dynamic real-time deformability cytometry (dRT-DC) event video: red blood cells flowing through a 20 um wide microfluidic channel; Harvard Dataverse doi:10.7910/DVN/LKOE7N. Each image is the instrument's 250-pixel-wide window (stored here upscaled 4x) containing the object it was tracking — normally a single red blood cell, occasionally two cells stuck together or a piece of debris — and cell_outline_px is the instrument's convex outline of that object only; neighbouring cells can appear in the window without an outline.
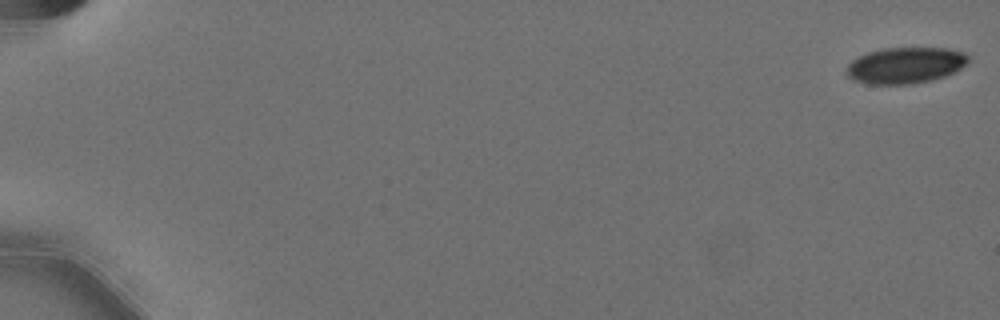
{"species": "Egyptian fruit bat (a non-hibernating species)", "species_latin": "Rousettus aegyptiacus", "temperature_condition": "cold", "stored_images_in_passage": 21, "camera_frame_rate_fps": 3000, "um_per_image_px": 0.085, "animal": {"sex": "female"}, "frame": {"image": 1, "passage_image": 1, "time_ms": 0.0, "image_size_px": [1000, 320], "cell_outline_px": [[968, 64], [956, 72], [932, 80], [912, 84], [868, 84], [852, 80], [844, 72], [848, 64], [852, 60], [868, 52], [884, 48], [948, 48], [964, 52], [968, 56]], "centroid_in_image_um": [76.96, 5.56], "position_along_channel_um": 8.0, "area_um2": 25.95}}
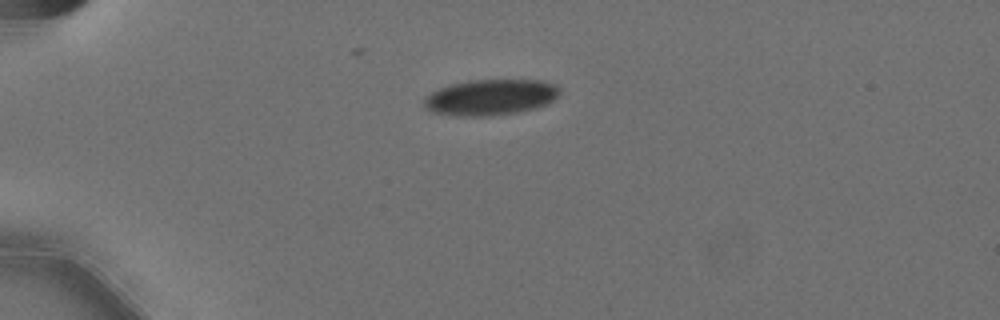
{"frame": {"image": 2, "passage_image": 16, "time_ms": 5.0, "image_size_px": [1000, 320], "cell_outline_px": [[560, 96], [548, 104], [536, 108], [516, 112], [488, 116], [456, 116], [432, 112], [424, 108], [424, 96], [440, 88], [452, 84], [472, 80], [540, 80], [556, 84], [560, 88]], "centroid_in_image_um": [41.72, 8.27], "position_along_channel_um": 43.3, "area_um2": 28.55}}